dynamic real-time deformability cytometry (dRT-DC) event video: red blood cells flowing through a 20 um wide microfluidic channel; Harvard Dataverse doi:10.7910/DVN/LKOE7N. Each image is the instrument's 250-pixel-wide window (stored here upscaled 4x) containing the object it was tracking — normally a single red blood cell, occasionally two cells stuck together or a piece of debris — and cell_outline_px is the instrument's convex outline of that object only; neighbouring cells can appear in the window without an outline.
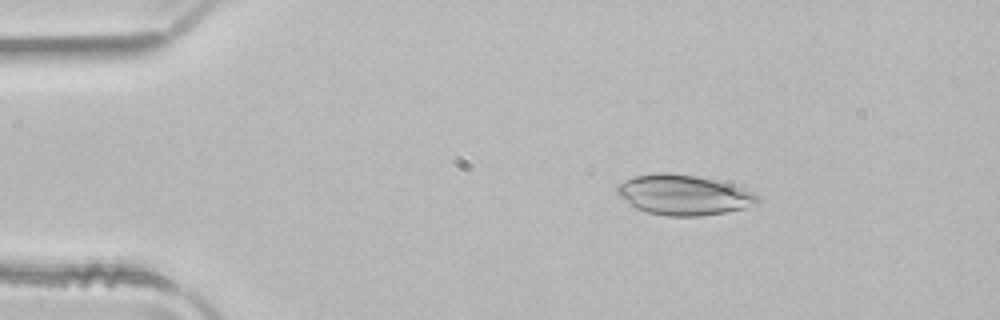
{"species": "common noctule bat (a hibernating species)", "species_latin": "Nyctalus noctula", "temperature_condition": "room temperature", "stored_images_in_passage": 3, "camera_frame_rate_fps": 3000, "um_per_image_px": 0.085, "animal": {"sex": "male", "body_mass_g": 21.5, "forearm_length_mm": 52.0}, "frame": {"image": 1, "passage_image": 2, "time_ms": 0.333, "image_size_px": [1000, 320], "cell_outline_px": [[760, 200], [756, 204], [744, 208], [724, 212], [700, 216], [668, 216], [648, 212], [636, 208], [620, 196], [616, 192], [616, 184], [636, 176], [660, 172], [664, 172], [696, 176], [732, 184], [752, 192], [760, 196]], "centroid_in_image_um": [58.12, 16.57], "position_along_channel_um": 26.9, "area_um2": 32.6}}